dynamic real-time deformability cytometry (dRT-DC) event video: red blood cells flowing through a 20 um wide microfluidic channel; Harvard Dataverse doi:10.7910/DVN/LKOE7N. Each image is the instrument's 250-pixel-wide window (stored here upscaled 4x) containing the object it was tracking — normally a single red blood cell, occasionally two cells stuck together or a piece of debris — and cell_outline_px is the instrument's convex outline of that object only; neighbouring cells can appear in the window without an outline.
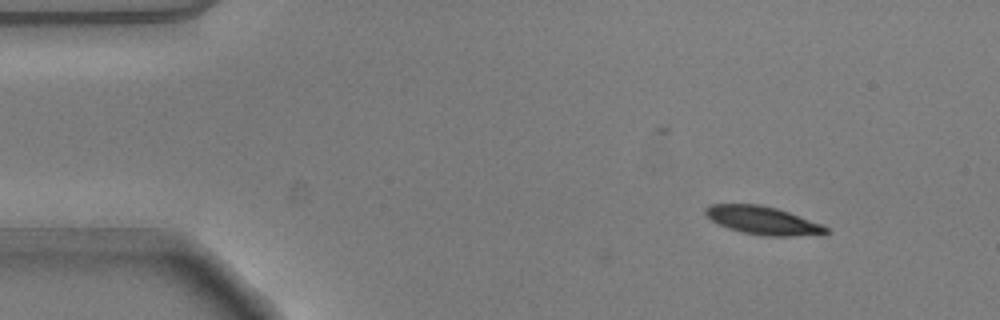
{"species": "common noctule bat (a hibernating species)", "species_latin": "Nyctalus noctula", "temperature_condition": "warm", "stored_images_in_passage": 39, "camera_frame_rate_fps": 3000, "um_per_image_px": 0.085, "animal": {"sex": "male", "body_mass_g": 20.5, "forearm_length_mm": 52.5}, "frame": {"image": 1, "passage_image": 1, "time_ms": 0.0, "image_size_px": [1000, 320], "cell_outline_px": [[828, 232], [824, 236], [764, 236], [744, 232], [728, 228], [712, 220], [704, 212], [704, 208], [708, 204], [760, 204], [776, 208], [788, 212], [820, 224], [828, 228]], "centroid_in_image_um": [64.87, 18.75], "position_along_channel_um": 20.1, "area_um2": 19.77}}
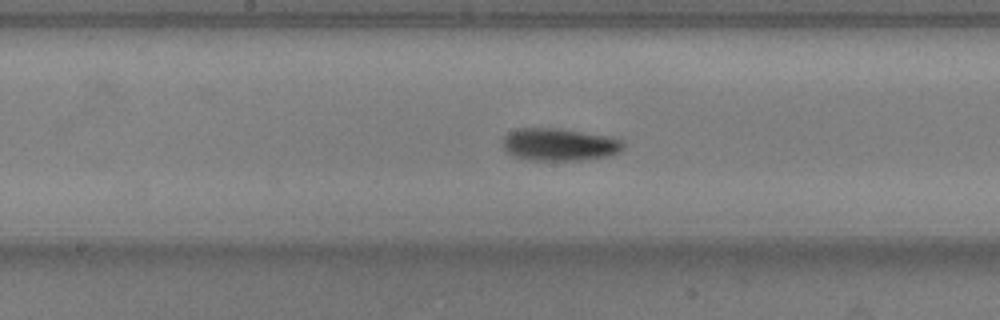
{"frame": {"image": 2, "passage_image": 22, "time_ms": 7.0, "image_size_px": [1000, 320], "cell_outline_px": [[624, 148], [620, 152], [608, 156], [580, 160], [532, 160], [516, 156], [508, 152], [504, 148], [504, 136], [508, 132], [516, 128], [560, 128], [620, 136], [624, 140]], "centroid_in_image_um": [47.67, 12.25], "position_along_channel_um": 200.5, "area_um2": 23.35}}
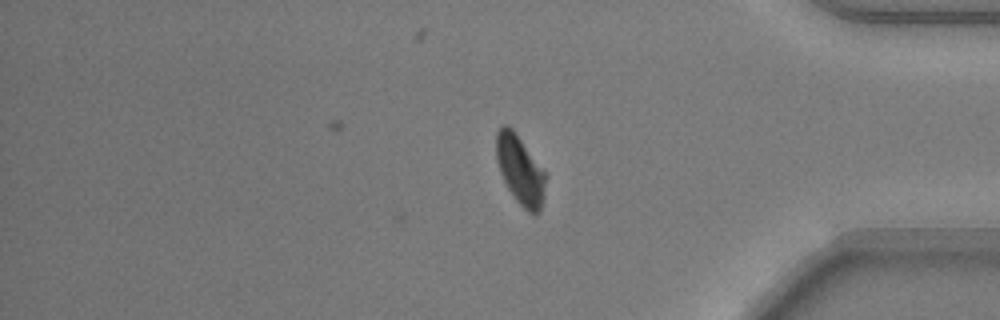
{"frame": {"image": 3, "passage_image": 39, "time_ms": 12.667, "image_size_px": [1000, 320], "cell_outline_px": [[544, 196], [540, 212], [532, 216], [516, 200], [508, 188], [500, 172], [496, 160], [496, 132], [504, 124], [508, 124], [512, 128], [544, 172]], "centroid_in_image_um": [44.18, 14.47], "position_along_channel_um": 391.0, "area_um2": 19.42}, "authors_computed_cell_mechanics": {"area_um2": 21.0392, "velocity_mm_per_s": 3.7655, "shape_relaxation_time_tau1_ms": 2.2902, "shape_relaxation_time_tau2_ms": null, "deformation_change_tau1": 0.1269, "deformation_change_tau2": null}}